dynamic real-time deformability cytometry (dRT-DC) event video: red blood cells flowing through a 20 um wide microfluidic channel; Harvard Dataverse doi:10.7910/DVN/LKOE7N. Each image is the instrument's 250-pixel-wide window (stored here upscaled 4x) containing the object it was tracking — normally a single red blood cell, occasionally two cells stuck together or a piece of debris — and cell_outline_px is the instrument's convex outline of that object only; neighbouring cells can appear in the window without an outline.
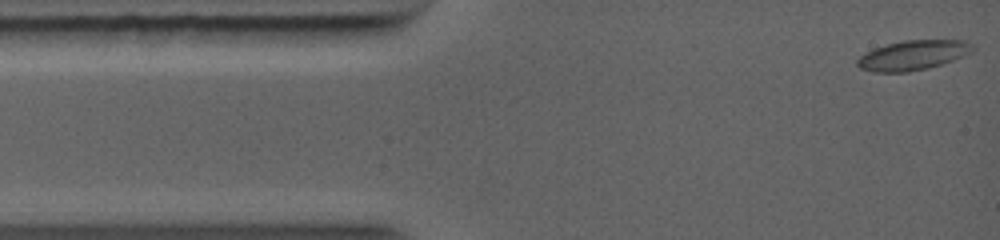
{"species": "common noctule bat (a hibernating species)", "species_latin": "Nyctalus noctula", "temperature_condition": "warm", "stored_images_in_passage": 29, "camera_frame_rate_fps": 5000, "um_per_image_px": 0.085, "animal": {"sex": "female", "body_mass_g": 19.0, "forearm_length_mm": 56.7}, "frame": {"image": 1, "passage_image": 1, "time_ms": 0.0, "image_size_px": [1000, 240], "cell_outline_px": [[976, 48], [972, 52], [952, 60], [928, 68], [908, 72], [872, 72], [860, 68], [856, 64], [856, 60], [860, 56], [876, 48], [888, 44], [904, 40], [960, 40], [972, 44]], "centroid_in_image_um": [77.6, 4.7], "position_along_channel_um": 7.4, "area_um2": 19.77}}
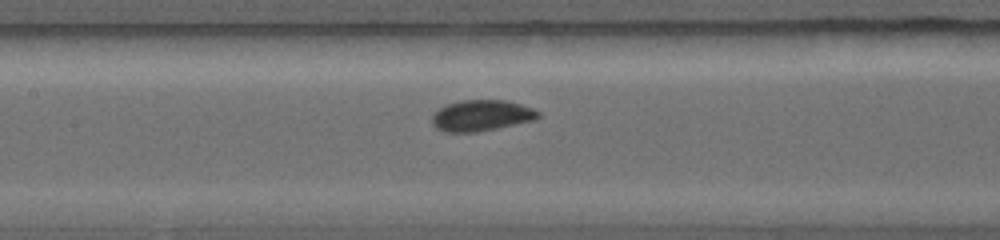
{"frame": {"image": 2, "passage_image": 17, "time_ms": 4.8, "image_size_px": [1000, 240], "cell_outline_px": [[540, 116], [536, 120], [476, 132], [444, 132], [436, 128], [432, 124], [432, 116], [440, 108], [448, 104], [460, 100], [508, 100], [532, 108], [540, 112]], "centroid_in_image_um": [40.94, 9.82], "position_along_channel_um": 166.5, "area_um2": 19.19}}
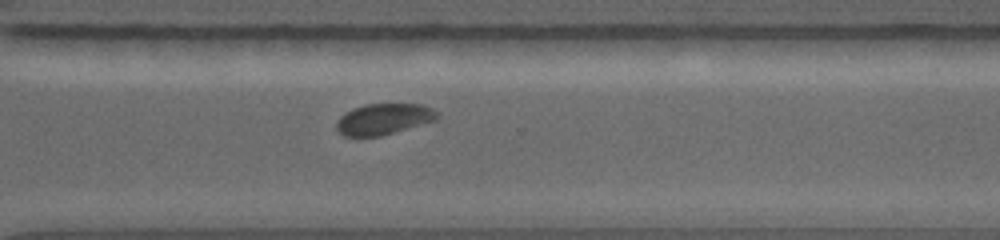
{"frame": {"image": 3, "passage_image": 29, "time_ms": 8.4, "image_size_px": [1000, 240], "cell_outline_px": [[440, 116], [436, 120], [380, 136], [344, 136], [336, 128], [336, 124], [340, 116], [344, 112], [352, 108], [364, 104], [420, 104], [432, 108]], "centroid_in_image_um": [32.59, 10.11], "position_along_channel_um": 338.0, "area_um2": 18.15}}